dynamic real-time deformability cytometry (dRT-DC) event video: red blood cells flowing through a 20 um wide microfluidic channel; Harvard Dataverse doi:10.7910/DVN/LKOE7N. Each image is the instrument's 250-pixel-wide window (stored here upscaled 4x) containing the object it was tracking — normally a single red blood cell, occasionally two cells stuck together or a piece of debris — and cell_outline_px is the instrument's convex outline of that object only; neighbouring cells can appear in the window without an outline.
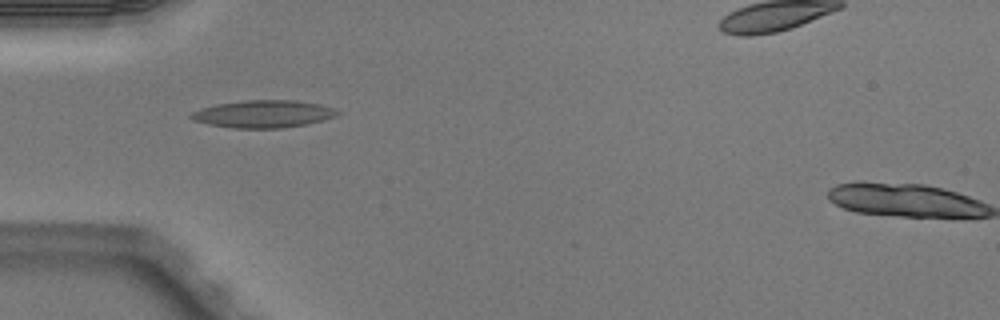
{"species": "Egyptian fruit bat (a non-hibernating species)", "species_latin": "Rousettus aegyptiacus", "temperature_condition": "warm", "stored_images_in_passage": 3, "camera_frame_rate_fps": 3000, "um_per_image_px": 0.085, "animal": {"sex": "male"}, "frame": {"image": 1, "passage_image": 1, "time_ms": 0.0, "image_size_px": [1000, 320], "cell_outline_px": [[340, 112], [336, 116], [304, 124], [280, 128], [236, 128], [208, 124], [192, 120], [188, 116], [192, 112], [200, 108], [216, 104], [244, 100], [296, 100], [320, 104], [332, 108]], "centroid_in_image_um": [22.33, 9.67], "position_along_channel_um": 62.7, "area_um2": 23.24}}
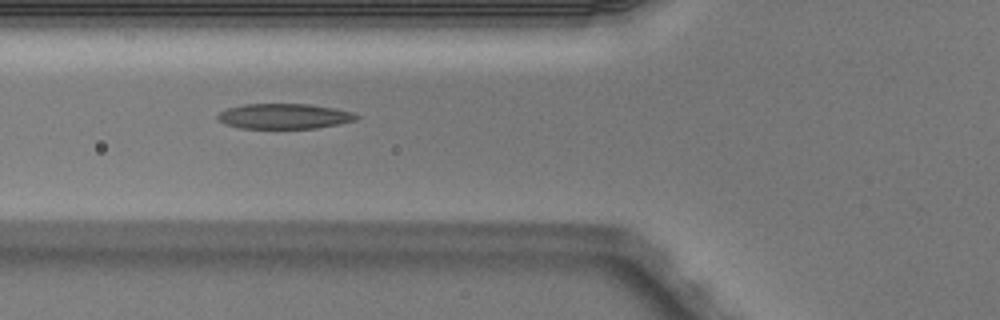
{"frame": {"image": 2, "passage_image": 2, "time_ms": 0.333, "image_size_px": [1000, 320], "cell_outline_px": [[360, 116], [356, 120], [340, 124], [316, 128], [240, 128], [224, 124], [216, 120], [216, 116], [224, 108], [244, 104], [308, 104], [332, 108], [352, 112]], "centroid_in_image_um": [24.1, 9.88], "position_along_channel_um": 101.7, "area_um2": 20.52}}
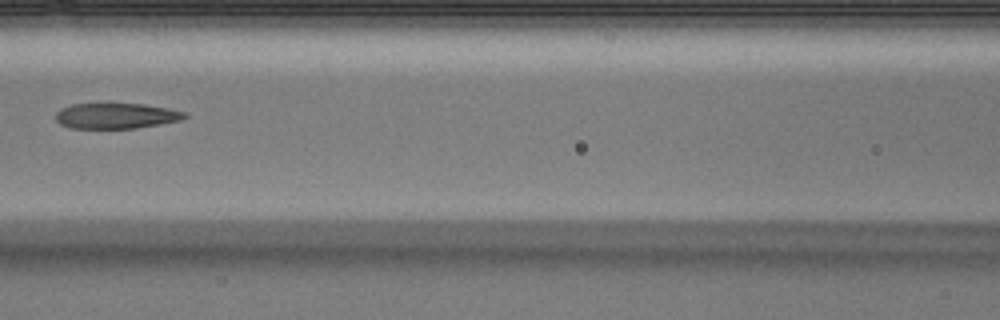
{"frame": {"image": 3, "passage_image": 3, "time_ms": 0.667, "image_size_px": [1000, 320], "cell_outline_px": [[188, 116], [184, 120], [136, 128], [72, 128], [60, 124], [56, 120], [56, 112], [60, 108], [72, 104], [144, 104], [168, 108], [184, 112]], "centroid_in_image_um": [9.88, 9.85], "position_along_channel_um": 156.7, "area_um2": 19.19}}